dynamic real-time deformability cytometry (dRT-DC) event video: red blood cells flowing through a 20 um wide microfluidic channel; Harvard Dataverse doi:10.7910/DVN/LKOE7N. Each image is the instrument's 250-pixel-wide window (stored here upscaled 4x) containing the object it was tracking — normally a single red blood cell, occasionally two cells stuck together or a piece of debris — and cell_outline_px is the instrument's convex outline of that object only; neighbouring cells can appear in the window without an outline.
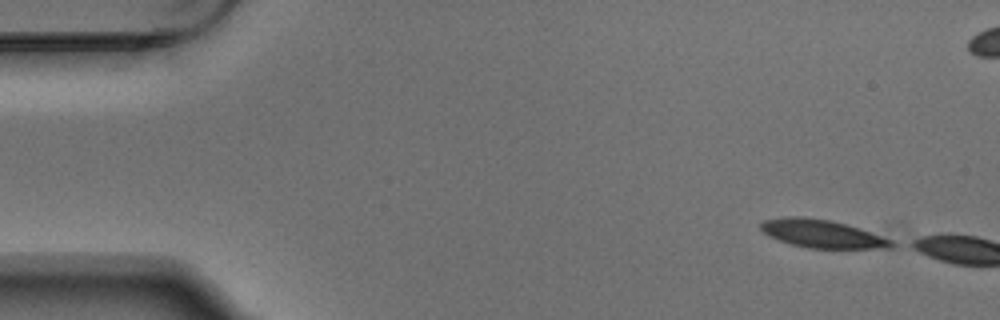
{"species": "Egyptian fruit bat (a non-hibernating species)", "species_latin": "Rousettus aegyptiacus", "temperature_condition": "warm", "stored_images_in_passage": 2, "camera_frame_rate_fps": 3000, "um_per_image_px": 0.085, "animal": {"sex": "male"}, "frame": {"image": 1, "passage_image": 1, "time_ms": 0.0, "image_size_px": [1000, 320], "cell_outline_px": [[896, 244], [888, 248], [808, 248], [788, 244], [768, 236], [760, 228], [760, 224], [764, 220], [788, 216], [804, 216], [828, 220], [860, 228], [892, 240]], "centroid_in_image_um": [69.84, 19.87], "position_along_channel_um": 15.2, "area_um2": 21.33}}